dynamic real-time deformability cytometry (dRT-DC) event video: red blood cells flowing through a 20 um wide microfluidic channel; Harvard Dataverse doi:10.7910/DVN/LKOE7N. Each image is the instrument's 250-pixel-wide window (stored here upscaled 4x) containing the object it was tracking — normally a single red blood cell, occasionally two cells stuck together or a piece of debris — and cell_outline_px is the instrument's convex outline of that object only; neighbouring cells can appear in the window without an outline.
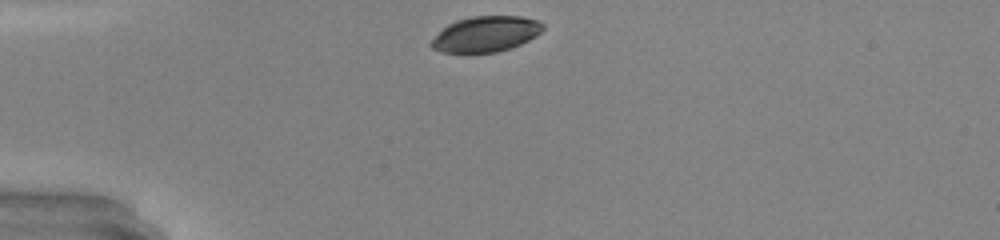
{"species": "common noctule bat (a hibernating species)", "species_latin": "Nyctalus noctula", "temperature_condition": "warm", "stored_images_in_passage": 29, "camera_frame_rate_fps": 3000, "um_per_image_px": 0.085, "animal": {"sex": "male", "body_mass_g": 20.0, "forearm_length_mm": 53.3}, "frame": {"image": 1, "passage_image": 1, "time_ms": 0.0, "image_size_px": [1000, 240], "cell_outline_px": [[544, 28], [536, 36], [520, 44], [496, 52], [440, 52], [432, 48], [428, 44], [448, 24], [456, 20], [472, 16], [520, 16], [536, 20], [544, 24]], "centroid_in_image_um": [41.29, 2.88], "position_along_channel_um": 43.7, "area_um2": 22.89}}
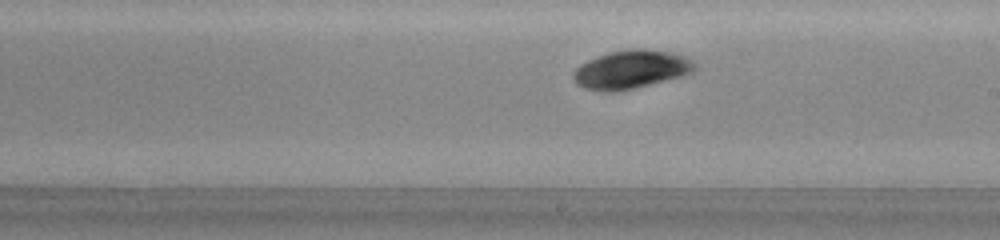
{"frame": {"image": 2, "passage_image": 17, "time_ms": 5.333, "image_size_px": [1000, 240], "cell_outline_px": [[696, 68], [692, 72], [680, 76], [632, 88], [612, 92], [608, 92], [584, 88], [576, 84], [572, 80], [572, 76], [576, 68], [580, 64], [588, 60], [608, 52], [636, 48], [644, 48], [672, 52], [684, 56], [692, 60], [696, 64]], "centroid_in_image_um": [53.61, 5.89], "position_along_channel_um": 235.4, "area_um2": 26.99}, "authors_computed_cell_mechanics": {"area_um2": 25.8944, "velocity_mm_per_s": 4.2, "shape_relaxation_time_tau1_ms": 1.5881, "shape_relaxation_time_tau2_ms": null, "deformation_change_tau1": 0.0663, "deformation_change_tau2": null}}